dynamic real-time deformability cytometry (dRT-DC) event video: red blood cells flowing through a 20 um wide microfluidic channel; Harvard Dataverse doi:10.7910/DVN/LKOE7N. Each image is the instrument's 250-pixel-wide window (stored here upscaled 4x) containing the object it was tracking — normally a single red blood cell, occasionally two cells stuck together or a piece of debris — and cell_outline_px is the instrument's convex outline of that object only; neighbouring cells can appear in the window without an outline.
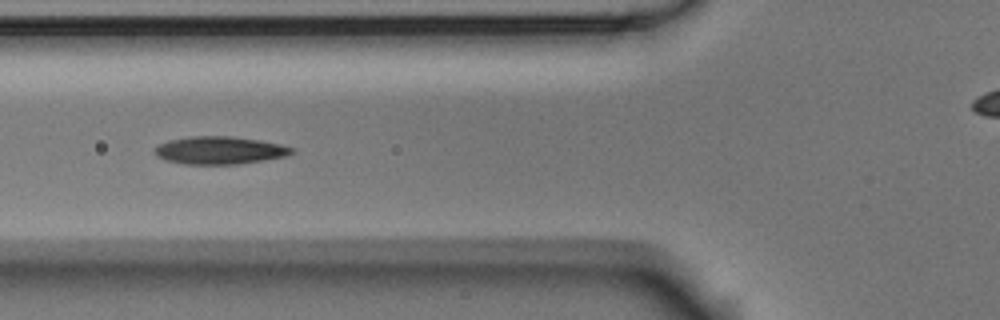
{"species": "Egyptian fruit bat (a non-hibernating species)", "species_latin": "Rousettus aegyptiacus", "temperature_condition": "room temperature", "stored_images_in_passage": 8, "camera_frame_rate_fps": 3000, "um_per_image_px": 0.085, "animal": {"sex": "male"}, "frame": {"image": 1, "passage_image": 6, "time_ms": 1.667, "image_size_px": [1000, 320], "cell_outline_px": [[296, 152], [288, 156], [240, 164], [184, 164], [168, 160], [156, 156], [156, 148], [160, 144], [168, 140], [192, 136], [232, 136], [260, 140], [280, 144], [296, 148]], "centroid_in_image_um": [18.75, 12.77], "position_along_channel_um": 107.0, "area_um2": 22.2}}
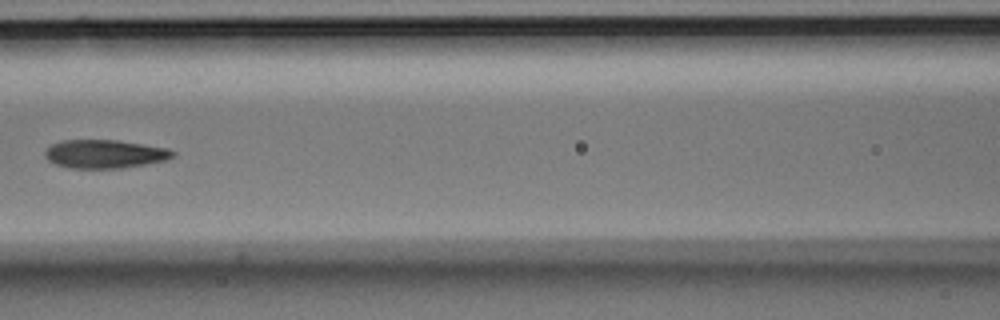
{"frame": {"image": 2, "passage_image": 7, "time_ms": 2.0, "image_size_px": [1000, 320], "cell_outline_px": [[176, 156], [168, 160], [148, 164], [124, 168], [72, 168], [56, 164], [48, 160], [44, 156], [44, 152], [52, 144], [60, 140], [116, 140], [168, 148], [176, 152]], "centroid_in_image_um": [8.95, 13.09], "position_along_channel_um": 157.7, "area_um2": 21.39}}
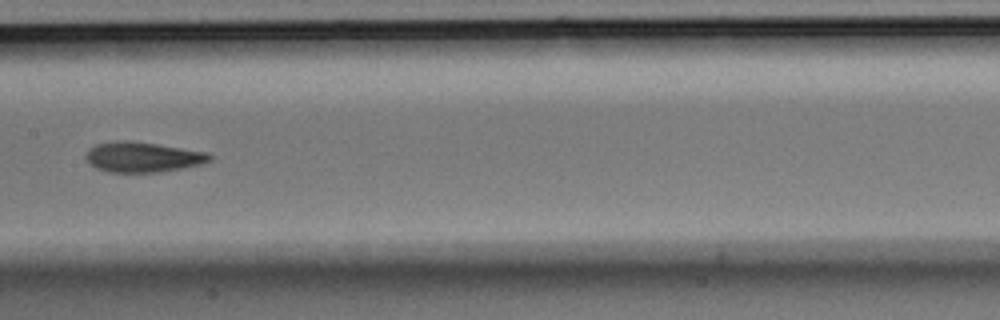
{"frame": {"image": 3, "passage_image": 8, "time_ms": 2.333, "image_size_px": [1000, 320], "cell_outline_px": [[212, 160], [204, 164], [160, 172], [108, 172], [96, 168], [88, 164], [84, 156], [88, 148], [96, 144], [116, 140], [128, 140], [160, 144], [208, 152], [212, 156]], "centroid_in_image_um": [12.12, 13.34], "position_along_channel_um": 195.3, "area_um2": 22.25}}